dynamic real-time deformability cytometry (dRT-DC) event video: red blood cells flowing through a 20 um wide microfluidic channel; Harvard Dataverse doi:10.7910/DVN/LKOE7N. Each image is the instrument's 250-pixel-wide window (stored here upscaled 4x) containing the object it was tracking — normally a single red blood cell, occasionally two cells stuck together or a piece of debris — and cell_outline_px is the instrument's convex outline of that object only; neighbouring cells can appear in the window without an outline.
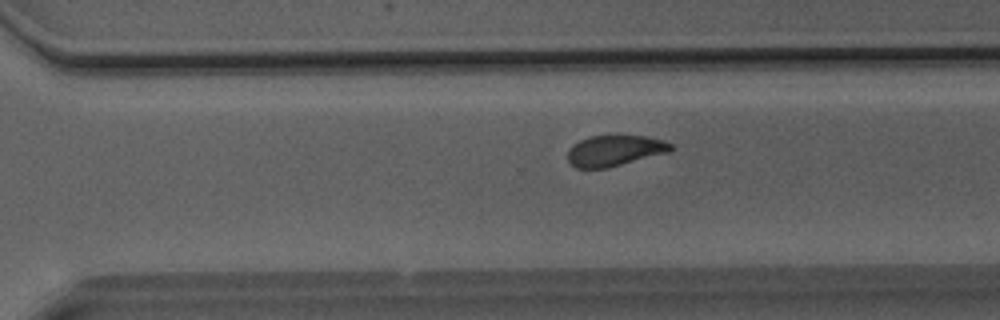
{"species": "Egyptian fruit bat (a non-hibernating species)", "species_latin": "Rousettus aegyptiacus", "temperature_condition": "room temperature", "stored_images_in_passage": 46, "camera_frame_rate_fps": 3000, "um_per_image_px": 0.085, "animal": {"sex": "male"}, "frame": {"image": 1, "passage_image": 31, "time_ms": 10.0, "image_size_px": [1000, 320], "cell_outline_px": [[672, 148], [668, 152], [608, 168], [576, 168], [568, 160], [568, 152], [572, 144], [588, 136], [616, 132], [644, 136], [664, 140], [672, 144]], "centroid_in_image_um": [52.23, 12.75], "position_along_channel_um": 318.4, "area_um2": 19.19}}
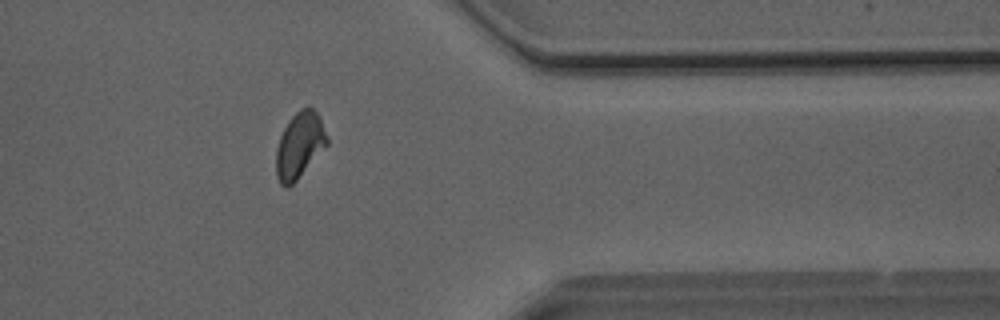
{"frame": {"image": 2, "passage_image": 37, "time_ms": 12.0, "image_size_px": [1000, 320], "cell_outline_px": [[328, 144], [296, 180], [288, 188], [284, 188], [280, 184], [276, 176], [276, 148], [280, 136], [288, 120], [300, 108], [308, 104], [320, 116], [328, 136]], "centroid_in_image_um": [25.46, 12.32], "position_along_channel_um": 385.9, "area_um2": 19.77}}
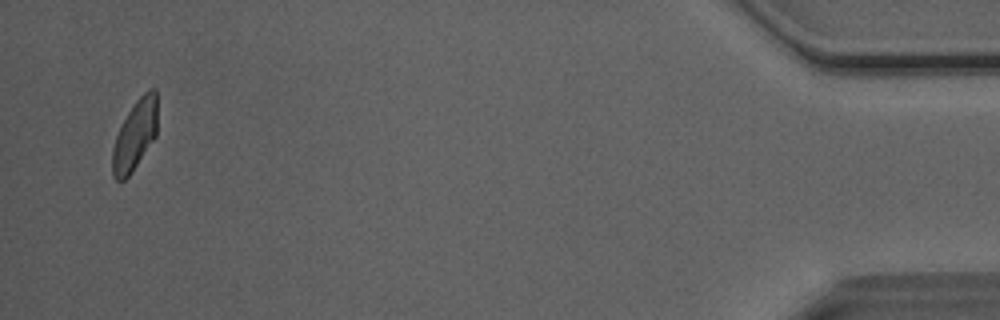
{"frame": {"image": 3, "passage_image": 45, "time_ms": 14.667, "image_size_px": [1000, 320], "cell_outline_px": [[156, 136], [128, 176], [124, 180], [116, 180], [112, 176], [112, 148], [116, 136], [128, 112], [136, 100], [148, 88], [156, 88]], "centroid_in_image_um": [11.46, 11.48], "position_along_channel_um": 423.7, "area_um2": 18.03}, "authors_computed_cell_mechanics": {"area_um2": 19.7098, "velocity_mm_per_s": 4.0457, "shape_relaxation_time_tau1_ms": 6.8747, "shape_relaxation_time_tau2_ms": 1.7496, "deformation_change_tau1": 0.1942, "deformation_change_tau2": 0.083}}